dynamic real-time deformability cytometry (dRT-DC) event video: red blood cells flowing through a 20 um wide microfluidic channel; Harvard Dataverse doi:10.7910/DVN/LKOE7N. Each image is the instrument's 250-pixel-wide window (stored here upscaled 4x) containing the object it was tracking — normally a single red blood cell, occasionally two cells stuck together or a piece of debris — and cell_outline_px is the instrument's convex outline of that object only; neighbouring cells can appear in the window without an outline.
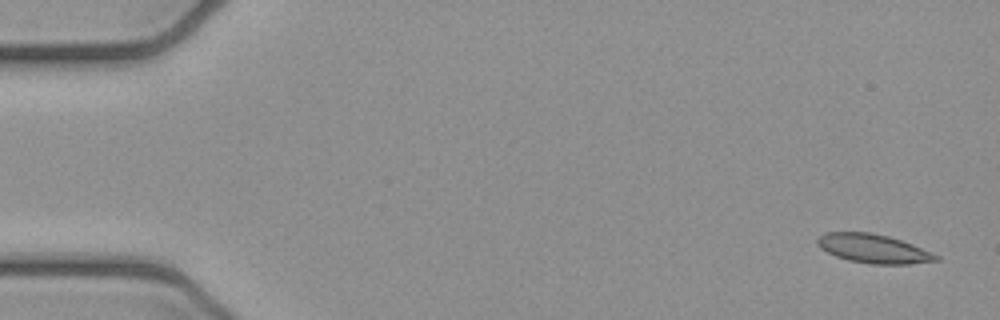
{"species": "common noctule bat (a hibernating species)", "species_latin": "Nyctalus noctula", "temperature_condition": "cold", "stored_images_in_passage": 5, "camera_frame_rate_fps": 3000, "um_per_image_px": 0.085, "animal": {"sex": "female", "body_mass_g": 21.9}, "frame": {"image": 1, "passage_image": 1, "time_ms": 0.0, "image_size_px": [1000, 320], "cell_outline_px": [[940, 260], [908, 264], [872, 264], [848, 260], [836, 256], [820, 248], [816, 244], [816, 240], [824, 232], [872, 232], [888, 236], [912, 244], [940, 256]], "centroid_in_image_um": [74.22, 21.13], "position_along_channel_um": 10.8, "area_um2": 19.94}}